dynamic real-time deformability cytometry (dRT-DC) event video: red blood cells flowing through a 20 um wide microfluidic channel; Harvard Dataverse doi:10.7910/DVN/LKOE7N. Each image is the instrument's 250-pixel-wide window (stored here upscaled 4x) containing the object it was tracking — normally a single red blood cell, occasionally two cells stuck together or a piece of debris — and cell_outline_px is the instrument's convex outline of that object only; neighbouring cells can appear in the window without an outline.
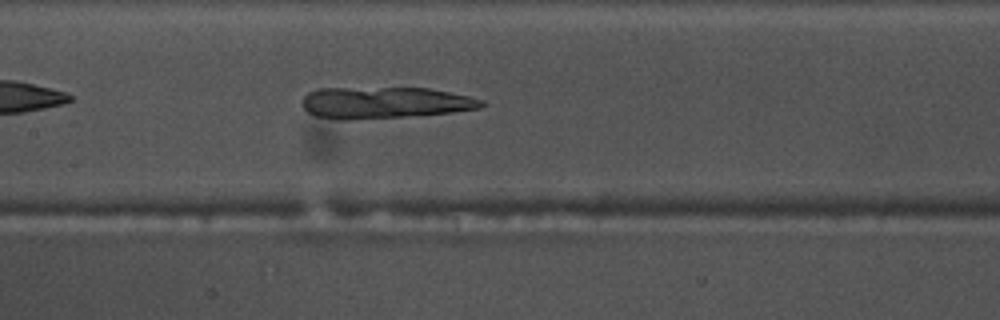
{"species": "common noctule bat (a hibernating species)", "species_latin": "Nyctalus noctula", "temperature_condition": "warm", "stored_images_in_passage": 40, "camera_frame_rate_fps": 3000, "um_per_image_px": 0.085, "animal": {"sex": "male", "body_mass_g": 17.5, "forearm_length_mm": 52.3}, "frame": {"image": 1, "passage_image": 12, "time_ms": 3.667, "image_size_px": [1000, 320], "cell_outline_px": [[484, 104], [480, 108], [452, 112], [404, 116], [348, 120], [340, 120], [316, 116], [308, 112], [300, 104], [304, 96], [308, 92], [316, 88], [428, 88], [468, 96], [484, 100]], "centroid_in_image_um": [32.64, 8.72], "position_along_channel_um": 174.8, "area_um2": 32.89}}